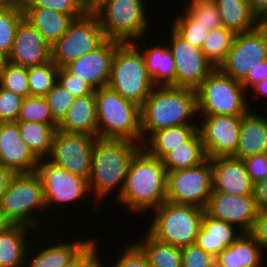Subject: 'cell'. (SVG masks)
<instances>
[{
    "label": "cell",
    "mask_w": 267,
    "mask_h": 267,
    "mask_svg": "<svg viewBox=\"0 0 267 267\" xmlns=\"http://www.w3.org/2000/svg\"><path fill=\"white\" fill-rule=\"evenodd\" d=\"M213 190L211 159L193 168L167 172L166 201L206 208Z\"/></svg>",
    "instance_id": "cell-12"
},
{
    "label": "cell",
    "mask_w": 267,
    "mask_h": 267,
    "mask_svg": "<svg viewBox=\"0 0 267 267\" xmlns=\"http://www.w3.org/2000/svg\"><path fill=\"white\" fill-rule=\"evenodd\" d=\"M23 97L0 87V122H17Z\"/></svg>",
    "instance_id": "cell-44"
},
{
    "label": "cell",
    "mask_w": 267,
    "mask_h": 267,
    "mask_svg": "<svg viewBox=\"0 0 267 267\" xmlns=\"http://www.w3.org/2000/svg\"><path fill=\"white\" fill-rule=\"evenodd\" d=\"M35 173L43 186L47 212H52L50 209L55 208L54 206H70V203L74 202L79 204L78 202L85 200V197L87 199V196L88 201L91 196L86 178L72 174L47 159H39Z\"/></svg>",
    "instance_id": "cell-11"
},
{
    "label": "cell",
    "mask_w": 267,
    "mask_h": 267,
    "mask_svg": "<svg viewBox=\"0 0 267 267\" xmlns=\"http://www.w3.org/2000/svg\"><path fill=\"white\" fill-rule=\"evenodd\" d=\"M145 232L143 239L133 242L146 255L150 267H182L180 247L160 242Z\"/></svg>",
    "instance_id": "cell-34"
},
{
    "label": "cell",
    "mask_w": 267,
    "mask_h": 267,
    "mask_svg": "<svg viewBox=\"0 0 267 267\" xmlns=\"http://www.w3.org/2000/svg\"><path fill=\"white\" fill-rule=\"evenodd\" d=\"M34 231L37 232L26 225L12 224L0 233V267H25L26 255L32 245L30 236Z\"/></svg>",
    "instance_id": "cell-27"
},
{
    "label": "cell",
    "mask_w": 267,
    "mask_h": 267,
    "mask_svg": "<svg viewBox=\"0 0 267 267\" xmlns=\"http://www.w3.org/2000/svg\"><path fill=\"white\" fill-rule=\"evenodd\" d=\"M235 36V32L223 26L209 32L208 37L202 44L201 50L215 68H219L225 61L228 52L232 48Z\"/></svg>",
    "instance_id": "cell-36"
},
{
    "label": "cell",
    "mask_w": 267,
    "mask_h": 267,
    "mask_svg": "<svg viewBox=\"0 0 267 267\" xmlns=\"http://www.w3.org/2000/svg\"><path fill=\"white\" fill-rule=\"evenodd\" d=\"M27 20L52 46L67 31L73 19L66 14L47 8H23Z\"/></svg>",
    "instance_id": "cell-29"
},
{
    "label": "cell",
    "mask_w": 267,
    "mask_h": 267,
    "mask_svg": "<svg viewBox=\"0 0 267 267\" xmlns=\"http://www.w3.org/2000/svg\"><path fill=\"white\" fill-rule=\"evenodd\" d=\"M266 58L267 31L259 24L250 31L236 34L232 48L219 69L232 79L242 82Z\"/></svg>",
    "instance_id": "cell-13"
},
{
    "label": "cell",
    "mask_w": 267,
    "mask_h": 267,
    "mask_svg": "<svg viewBox=\"0 0 267 267\" xmlns=\"http://www.w3.org/2000/svg\"><path fill=\"white\" fill-rule=\"evenodd\" d=\"M265 66H266V73H267V58L265 60Z\"/></svg>",
    "instance_id": "cell-62"
},
{
    "label": "cell",
    "mask_w": 267,
    "mask_h": 267,
    "mask_svg": "<svg viewBox=\"0 0 267 267\" xmlns=\"http://www.w3.org/2000/svg\"><path fill=\"white\" fill-rule=\"evenodd\" d=\"M170 30L167 43L176 63V87L196 89L215 67L200 48L192 46L172 27Z\"/></svg>",
    "instance_id": "cell-16"
},
{
    "label": "cell",
    "mask_w": 267,
    "mask_h": 267,
    "mask_svg": "<svg viewBox=\"0 0 267 267\" xmlns=\"http://www.w3.org/2000/svg\"><path fill=\"white\" fill-rule=\"evenodd\" d=\"M207 155L201 136L197 132L189 141L166 153L162 163L167 172L179 169L193 168L207 160Z\"/></svg>",
    "instance_id": "cell-32"
},
{
    "label": "cell",
    "mask_w": 267,
    "mask_h": 267,
    "mask_svg": "<svg viewBox=\"0 0 267 267\" xmlns=\"http://www.w3.org/2000/svg\"><path fill=\"white\" fill-rule=\"evenodd\" d=\"M24 19V12L19 0L0 10V53L7 59L10 55L16 30Z\"/></svg>",
    "instance_id": "cell-35"
},
{
    "label": "cell",
    "mask_w": 267,
    "mask_h": 267,
    "mask_svg": "<svg viewBox=\"0 0 267 267\" xmlns=\"http://www.w3.org/2000/svg\"><path fill=\"white\" fill-rule=\"evenodd\" d=\"M181 256L182 267H216L215 257L196 243L182 247Z\"/></svg>",
    "instance_id": "cell-45"
},
{
    "label": "cell",
    "mask_w": 267,
    "mask_h": 267,
    "mask_svg": "<svg viewBox=\"0 0 267 267\" xmlns=\"http://www.w3.org/2000/svg\"><path fill=\"white\" fill-rule=\"evenodd\" d=\"M212 191L233 195H254L252 183L242 159L229 156L211 159Z\"/></svg>",
    "instance_id": "cell-21"
},
{
    "label": "cell",
    "mask_w": 267,
    "mask_h": 267,
    "mask_svg": "<svg viewBox=\"0 0 267 267\" xmlns=\"http://www.w3.org/2000/svg\"><path fill=\"white\" fill-rule=\"evenodd\" d=\"M0 210L12 224L40 229V215L47 213L44 190L39 176L34 173L15 174L0 200ZM37 214L35 215V213ZM39 218V222L38 219Z\"/></svg>",
    "instance_id": "cell-7"
},
{
    "label": "cell",
    "mask_w": 267,
    "mask_h": 267,
    "mask_svg": "<svg viewBox=\"0 0 267 267\" xmlns=\"http://www.w3.org/2000/svg\"><path fill=\"white\" fill-rule=\"evenodd\" d=\"M140 114L142 145L158 130L198 124L196 89L155 86L140 106Z\"/></svg>",
    "instance_id": "cell-3"
},
{
    "label": "cell",
    "mask_w": 267,
    "mask_h": 267,
    "mask_svg": "<svg viewBox=\"0 0 267 267\" xmlns=\"http://www.w3.org/2000/svg\"><path fill=\"white\" fill-rule=\"evenodd\" d=\"M198 132V124L169 127L154 132L142 145L153 157L161 159L166 153L189 141Z\"/></svg>",
    "instance_id": "cell-30"
},
{
    "label": "cell",
    "mask_w": 267,
    "mask_h": 267,
    "mask_svg": "<svg viewBox=\"0 0 267 267\" xmlns=\"http://www.w3.org/2000/svg\"><path fill=\"white\" fill-rule=\"evenodd\" d=\"M109 0H87L84 7L87 13H94Z\"/></svg>",
    "instance_id": "cell-56"
},
{
    "label": "cell",
    "mask_w": 267,
    "mask_h": 267,
    "mask_svg": "<svg viewBox=\"0 0 267 267\" xmlns=\"http://www.w3.org/2000/svg\"><path fill=\"white\" fill-rule=\"evenodd\" d=\"M150 213L146 231L160 242L182 248L196 243L205 209L165 201Z\"/></svg>",
    "instance_id": "cell-5"
},
{
    "label": "cell",
    "mask_w": 267,
    "mask_h": 267,
    "mask_svg": "<svg viewBox=\"0 0 267 267\" xmlns=\"http://www.w3.org/2000/svg\"><path fill=\"white\" fill-rule=\"evenodd\" d=\"M264 250L250 233H242L215 257L216 267H262ZM264 254V255H263Z\"/></svg>",
    "instance_id": "cell-25"
},
{
    "label": "cell",
    "mask_w": 267,
    "mask_h": 267,
    "mask_svg": "<svg viewBox=\"0 0 267 267\" xmlns=\"http://www.w3.org/2000/svg\"><path fill=\"white\" fill-rule=\"evenodd\" d=\"M39 159L21 138L16 122H0V163L15 174L34 173Z\"/></svg>",
    "instance_id": "cell-20"
},
{
    "label": "cell",
    "mask_w": 267,
    "mask_h": 267,
    "mask_svg": "<svg viewBox=\"0 0 267 267\" xmlns=\"http://www.w3.org/2000/svg\"><path fill=\"white\" fill-rule=\"evenodd\" d=\"M80 1L85 5L87 0H80Z\"/></svg>",
    "instance_id": "cell-63"
},
{
    "label": "cell",
    "mask_w": 267,
    "mask_h": 267,
    "mask_svg": "<svg viewBox=\"0 0 267 267\" xmlns=\"http://www.w3.org/2000/svg\"><path fill=\"white\" fill-rule=\"evenodd\" d=\"M15 173L0 163V200Z\"/></svg>",
    "instance_id": "cell-53"
},
{
    "label": "cell",
    "mask_w": 267,
    "mask_h": 267,
    "mask_svg": "<svg viewBox=\"0 0 267 267\" xmlns=\"http://www.w3.org/2000/svg\"><path fill=\"white\" fill-rule=\"evenodd\" d=\"M0 87L21 97L30 96L27 68L9 63L7 60L0 67Z\"/></svg>",
    "instance_id": "cell-38"
},
{
    "label": "cell",
    "mask_w": 267,
    "mask_h": 267,
    "mask_svg": "<svg viewBox=\"0 0 267 267\" xmlns=\"http://www.w3.org/2000/svg\"><path fill=\"white\" fill-rule=\"evenodd\" d=\"M97 137L126 139L142 145L140 106L108 86L95 90Z\"/></svg>",
    "instance_id": "cell-4"
},
{
    "label": "cell",
    "mask_w": 267,
    "mask_h": 267,
    "mask_svg": "<svg viewBox=\"0 0 267 267\" xmlns=\"http://www.w3.org/2000/svg\"><path fill=\"white\" fill-rule=\"evenodd\" d=\"M260 25L267 31V14L261 18Z\"/></svg>",
    "instance_id": "cell-60"
},
{
    "label": "cell",
    "mask_w": 267,
    "mask_h": 267,
    "mask_svg": "<svg viewBox=\"0 0 267 267\" xmlns=\"http://www.w3.org/2000/svg\"><path fill=\"white\" fill-rule=\"evenodd\" d=\"M58 70L52 61L27 68L30 96H45L57 82Z\"/></svg>",
    "instance_id": "cell-37"
},
{
    "label": "cell",
    "mask_w": 267,
    "mask_h": 267,
    "mask_svg": "<svg viewBox=\"0 0 267 267\" xmlns=\"http://www.w3.org/2000/svg\"><path fill=\"white\" fill-rule=\"evenodd\" d=\"M86 239L76 238L75 241L71 239L68 242L63 239L62 242L58 240L54 243L48 241V245L45 243V246L43 242L42 247L37 250L29 248L25 267H65L93 239V236ZM31 249L38 253H34Z\"/></svg>",
    "instance_id": "cell-23"
},
{
    "label": "cell",
    "mask_w": 267,
    "mask_h": 267,
    "mask_svg": "<svg viewBox=\"0 0 267 267\" xmlns=\"http://www.w3.org/2000/svg\"><path fill=\"white\" fill-rule=\"evenodd\" d=\"M182 13V14H181ZM172 20V28L192 46L200 48L204 40L208 37L209 30L201 24H196L194 20L185 10ZM174 21V22H173Z\"/></svg>",
    "instance_id": "cell-41"
},
{
    "label": "cell",
    "mask_w": 267,
    "mask_h": 267,
    "mask_svg": "<svg viewBox=\"0 0 267 267\" xmlns=\"http://www.w3.org/2000/svg\"><path fill=\"white\" fill-rule=\"evenodd\" d=\"M253 194L258 210L267 208V177L254 184Z\"/></svg>",
    "instance_id": "cell-52"
},
{
    "label": "cell",
    "mask_w": 267,
    "mask_h": 267,
    "mask_svg": "<svg viewBox=\"0 0 267 267\" xmlns=\"http://www.w3.org/2000/svg\"><path fill=\"white\" fill-rule=\"evenodd\" d=\"M253 184L267 177V152L242 159Z\"/></svg>",
    "instance_id": "cell-48"
},
{
    "label": "cell",
    "mask_w": 267,
    "mask_h": 267,
    "mask_svg": "<svg viewBox=\"0 0 267 267\" xmlns=\"http://www.w3.org/2000/svg\"><path fill=\"white\" fill-rule=\"evenodd\" d=\"M205 212L223 220L243 233H250L257 217L258 208L254 195H233L212 191Z\"/></svg>",
    "instance_id": "cell-17"
},
{
    "label": "cell",
    "mask_w": 267,
    "mask_h": 267,
    "mask_svg": "<svg viewBox=\"0 0 267 267\" xmlns=\"http://www.w3.org/2000/svg\"><path fill=\"white\" fill-rule=\"evenodd\" d=\"M17 121L38 122L42 124H58L44 96H29L23 99Z\"/></svg>",
    "instance_id": "cell-40"
},
{
    "label": "cell",
    "mask_w": 267,
    "mask_h": 267,
    "mask_svg": "<svg viewBox=\"0 0 267 267\" xmlns=\"http://www.w3.org/2000/svg\"><path fill=\"white\" fill-rule=\"evenodd\" d=\"M6 58L0 53V67L4 64Z\"/></svg>",
    "instance_id": "cell-61"
},
{
    "label": "cell",
    "mask_w": 267,
    "mask_h": 267,
    "mask_svg": "<svg viewBox=\"0 0 267 267\" xmlns=\"http://www.w3.org/2000/svg\"><path fill=\"white\" fill-rule=\"evenodd\" d=\"M107 86L139 106L155 87L148 75L143 54L133 42L117 46Z\"/></svg>",
    "instance_id": "cell-6"
},
{
    "label": "cell",
    "mask_w": 267,
    "mask_h": 267,
    "mask_svg": "<svg viewBox=\"0 0 267 267\" xmlns=\"http://www.w3.org/2000/svg\"><path fill=\"white\" fill-rule=\"evenodd\" d=\"M242 116L198 115V132L207 158L235 157Z\"/></svg>",
    "instance_id": "cell-15"
},
{
    "label": "cell",
    "mask_w": 267,
    "mask_h": 267,
    "mask_svg": "<svg viewBox=\"0 0 267 267\" xmlns=\"http://www.w3.org/2000/svg\"><path fill=\"white\" fill-rule=\"evenodd\" d=\"M122 250L124 251L111 267H150L146 255L134 242H130Z\"/></svg>",
    "instance_id": "cell-47"
},
{
    "label": "cell",
    "mask_w": 267,
    "mask_h": 267,
    "mask_svg": "<svg viewBox=\"0 0 267 267\" xmlns=\"http://www.w3.org/2000/svg\"><path fill=\"white\" fill-rule=\"evenodd\" d=\"M6 60L24 68L39 66L51 61V46L23 19L16 30L13 48Z\"/></svg>",
    "instance_id": "cell-19"
},
{
    "label": "cell",
    "mask_w": 267,
    "mask_h": 267,
    "mask_svg": "<svg viewBox=\"0 0 267 267\" xmlns=\"http://www.w3.org/2000/svg\"><path fill=\"white\" fill-rule=\"evenodd\" d=\"M57 82L75 98L92 94L95 90L85 81L70 74L64 67L57 72Z\"/></svg>",
    "instance_id": "cell-46"
},
{
    "label": "cell",
    "mask_w": 267,
    "mask_h": 267,
    "mask_svg": "<svg viewBox=\"0 0 267 267\" xmlns=\"http://www.w3.org/2000/svg\"><path fill=\"white\" fill-rule=\"evenodd\" d=\"M187 2L189 3L185 4L183 10L196 20V24L205 26L209 31L222 27L218 7L214 1L188 0Z\"/></svg>",
    "instance_id": "cell-39"
},
{
    "label": "cell",
    "mask_w": 267,
    "mask_h": 267,
    "mask_svg": "<svg viewBox=\"0 0 267 267\" xmlns=\"http://www.w3.org/2000/svg\"><path fill=\"white\" fill-rule=\"evenodd\" d=\"M141 148L140 143L126 139L95 138L88 180L90 202L102 206L101 202L116 189L115 200L120 196L131 160Z\"/></svg>",
    "instance_id": "cell-1"
},
{
    "label": "cell",
    "mask_w": 267,
    "mask_h": 267,
    "mask_svg": "<svg viewBox=\"0 0 267 267\" xmlns=\"http://www.w3.org/2000/svg\"><path fill=\"white\" fill-rule=\"evenodd\" d=\"M96 240L93 238L65 267H91L101 254Z\"/></svg>",
    "instance_id": "cell-49"
},
{
    "label": "cell",
    "mask_w": 267,
    "mask_h": 267,
    "mask_svg": "<svg viewBox=\"0 0 267 267\" xmlns=\"http://www.w3.org/2000/svg\"><path fill=\"white\" fill-rule=\"evenodd\" d=\"M145 0H109L98 8L97 16L106 39L121 43L147 37L149 15ZM147 14V15H146Z\"/></svg>",
    "instance_id": "cell-9"
},
{
    "label": "cell",
    "mask_w": 267,
    "mask_h": 267,
    "mask_svg": "<svg viewBox=\"0 0 267 267\" xmlns=\"http://www.w3.org/2000/svg\"><path fill=\"white\" fill-rule=\"evenodd\" d=\"M198 115L242 116L250 110L248 92L240 81L215 68L196 88ZM248 101V102H247Z\"/></svg>",
    "instance_id": "cell-8"
},
{
    "label": "cell",
    "mask_w": 267,
    "mask_h": 267,
    "mask_svg": "<svg viewBox=\"0 0 267 267\" xmlns=\"http://www.w3.org/2000/svg\"><path fill=\"white\" fill-rule=\"evenodd\" d=\"M57 130L97 137L95 91L90 95L75 98L66 116L58 124Z\"/></svg>",
    "instance_id": "cell-28"
},
{
    "label": "cell",
    "mask_w": 267,
    "mask_h": 267,
    "mask_svg": "<svg viewBox=\"0 0 267 267\" xmlns=\"http://www.w3.org/2000/svg\"><path fill=\"white\" fill-rule=\"evenodd\" d=\"M221 24L233 32L243 33L256 28L260 20L251 11L247 0H215Z\"/></svg>",
    "instance_id": "cell-31"
},
{
    "label": "cell",
    "mask_w": 267,
    "mask_h": 267,
    "mask_svg": "<svg viewBox=\"0 0 267 267\" xmlns=\"http://www.w3.org/2000/svg\"><path fill=\"white\" fill-rule=\"evenodd\" d=\"M12 223L5 217L4 213L0 210V233L4 232Z\"/></svg>",
    "instance_id": "cell-57"
},
{
    "label": "cell",
    "mask_w": 267,
    "mask_h": 267,
    "mask_svg": "<svg viewBox=\"0 0 267 267\" xmlns=\"http://www.w3.org/2000/svg\"><path fill=\"white\" fill-rule=\"evenodd\" d=\"M253 90V97H252V102L255 99H259L261 97V99L263 98V96L267 97V78L262 80L260 83H258L257 85H255L251 91ZM256 97V98H255ZM255 98V99H253Z\"/></svg>",
    "instance_id": "cell-55"
},
{
    "label": "cell",
    "mask_w": 267,
    "mask_h": 267,
    "mask_svg": "<svg viewBox=\"0 0 267 267\" xmlns=\"http://www.w3.org/2000/svg\"><path fill=\"white\" fill-rule=\"evenodd\" d=\"M147 37L140 38L133 42L142 52L148 75L151 77L155 86H175L176 87V63L172 51L168 44H162L163 41L154 45V43H145ZM142 41H144L142 43ZM139 43V44H138ZM142 47H141V45Z\"/></svg>",
    "instance_id": "cell-22"
},
{
    "label": "cell",
    "mask_w": 267,
    "mask_h": 267,
    "mask_svg": "<svg viewBox=\"0 0 267 267\" xmlns=\"http://www.w3.org/2000/svg\"><path fill=\"white\" fill-rule=\"evenodd\" d=\"M267 78V73H266V66H265V61L261 62V64H257L255 68L250 71L248 76L241 82L243 85L244 89L250 94L251 89L260 83L262 80Z\"/></svg>",
    "instance_id": "cell-51"
},
{
    "label": "cell",
    "mask_w": 267,
    "mask_h": 267,
    "mask_svg": "<svg viewBox=\"0 0 267 267\" xmlns=\"http://www.w3.org/2000/svg\"><path fill=\"white\" fill-rule=\"evenodd\" d=\"M167 170L162 160L143 147L133 156L116 204L133 214H148L166 201Z\"/></svg>",
    "instance_id": "cell-2"
},
{
    "label": "cell",
    "mask_w": 267,
    "mask_h": 267,
    "mask_svg": "<svg viewBox=\"0 0 267 267\" xmlns=\"http://www.w3.org/2000/svg\"><path fill=\"white\" fill-rule=\"evenodd\" d=\"M251 11L259 20L267 14V0H247Z\"/></svg>",
    "instance_id": "cell-54"
},
{
    "label": "cell",
    "mask_w": 267,
    "mask_h": 267,
    "mask_svg": "<svg viewBox=\"0 0 267 267\" xmlns=\"http://www.w3.org/2000/svg\"><path fill=\"white\" fill-rule=\"evenodd\" d=\"M103 257L100 255V258L91 266V267H108V265H103Z\"/></svg>",
    "instance_id": "cell-58"
},
{
    "label": "cell",
    "mask_w": 267,
    "mask_h": 267,
    "mask_svg": "<svg viewBox=\"0 0 267 267\" xmlns=\"http://www.w3.org/2000/svg\"><path fill=\"white\" fill-rule=\"evenodd\" d=\"M51 109L54 120L59 124L66 116L68 110L74 103L75 97L63 88L58 82L44 96Z\"/></svg>",
    "instance_id": "cell-43"
},
{
    "label": "cell",
    "mask_w": 267,
    "mask_h": 267,
    "mask_svg": "<svg viewBox=\"0 0 267 267\" xmlns=\"http://www.w3.org/2000/svg\"><path fill=\"white\" fill-rule=\"evenodd\" d=\"M21 138L38 159H46L51 151L58 124L17 121Z\"/></svg>",
    "instance_id": "cell-33"
},
{
    "label": "cell",
    "mask_w": 267,
    "mask_h": 267,
    "mask_svg": "<svg viewBox=\"0 0 267 267\" xmlns=\"http://www.w3.org/2000/svg\"><path fill=\"white\" fill-rule=\"evenodd\" d=\"M95 136L57 130L48 161L68 172L89 180Z\"/></svg>",
    "instance_id": "cell-14"
},
{
    "label": "cell",
    "mask_w": 267,
    "mask_h": 267,
    "mask_svg": "<svg viewBox=\"0 0 267 267\" xmlns=\"http://www.w3.org/2000/svg\"><path fill=\"white\" fill-rule=\"evenodd\" d=\"M264 115L251 109L242 115L236 158L267 152V117Z\"/></svg>",
    "instance_id": "cell-24"
},
{
    "label": "cell",
    "mask_w": 267,
    "mask_h": 267,
    "mask_svg": "<svg viewBox=\"0 0 267 267\" xmlns=\"http://www.w3.org/2000/svg\"><path fill=\"white\" fill-rule=\"evenodd\" d=\"M106 37L94 13L74 19L66 33L51 46V61L62 68L97 49Z\"/></svg>",
    "instance_id": "cell-10"
},
{
    "label": "cell",
    "mask_w": 267,
    "mask_h": 267,
    "mask_svg": "<svg viewBox=\"0 0 267 267\" xmlns=\"http://www.w3.org/2000/svg\"><path fill=\"white\" fill-rule=\"evenodd\" d=\"M237 229V227L216 219L205 212L196 244L205 252L216 257L243 233Z\"/></svg>",
    "instance_id": "cell-26"
},
{
    "label": "cell",
    "mask_w": 267,
    "mask_h": 267,
    "mask_svg": "<svg viewBox=\"0 0 267 267\" xmlns=\"http://www.w3.org/2000/svg\"><path fill=\"white\" fill-rule=\"evenodd\" d=\"M121 42L106 39L97 49L77 60L68 63L64 68L77 78L87 82L94 90L108 85L112 59Z\"/></svg>",
    "instance_id": "cell-18"
},
{
    "label": "cell",
    "mask_w": 267,
    "mask_h": 267,
    "mask_svg": "<svg viewBox=\"0 0 267 267\" xmlns=\"http://www.w3.org/2000/svg\"><path fill=\"white\" fill-rule=\"evenodd\" d=\"M250 234L264 251H267V208L259 209Z\"/></svg>",
    "instance_id": "cell-50"
},
{
    "label": "cell",
    "mask_w": 267,
    "mask_h": 267,
    "mask_svg": "<svg viewBox=\"0 0 267 267\" xmlns=\"http://www.w3.org/2000/svg\"><path fill=\"white\" fill-rule=\"evenodd\" d=\"M22 8H47L69 15L73 20L85 13L84 4L80 0H19Z\"/></svg>",
    "instance_id": "cell-42"
},
{
    "label": "cell",
    "mask_w": 267,
    "mask_h": 267,
    "mask_svg": "<svg viewBox=\"0 0 267 267\" xmlns=\"http://www.w3.org/2000/svg\"><path fill=\"white\" fill-rule=\"evenodd\" d=\"M14 0H0V10L11 4Z\"/></svg>",
    "instance_id": "cell-59"
}]
</instances>
